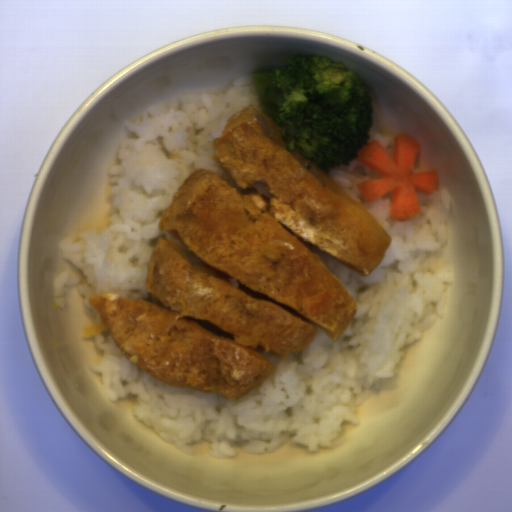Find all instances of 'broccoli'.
<instances>
[{"instance_id": "obj_1", "label": "broccoli", "mask_w": 512, "mask_h": 512, "mask_svg": "<svg viewBox=\"0 0 512 512\" xmlns=\"http://www.w3.org/2000/svg\"><path fill=\"white\" fill-rule=\"evenodd\" d=\"M249 75L288 151L323 171L349 167L375 123L365 78L329 56L293 55Z\"/></svg>"}]
</instances>
